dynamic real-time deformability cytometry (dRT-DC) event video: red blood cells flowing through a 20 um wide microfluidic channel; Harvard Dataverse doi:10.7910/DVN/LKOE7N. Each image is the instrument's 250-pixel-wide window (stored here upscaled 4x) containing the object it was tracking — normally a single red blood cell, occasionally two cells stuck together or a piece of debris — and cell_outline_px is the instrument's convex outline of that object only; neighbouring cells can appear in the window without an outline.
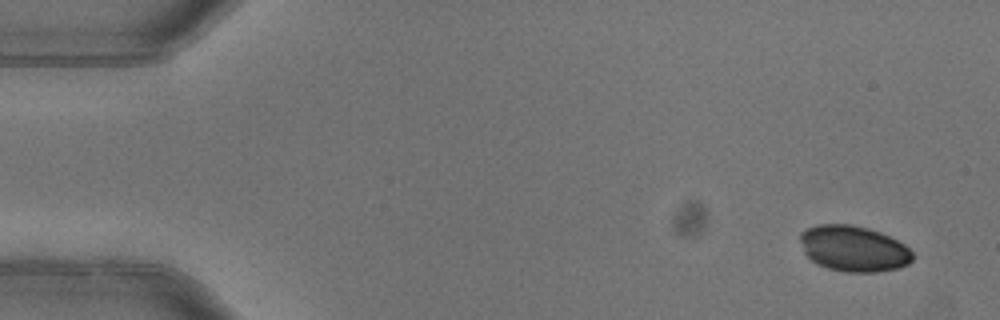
{"species": "common noctule bat (a hibernating species)", "species_latin": "Nyctalus noctula", "temperature_condition": "warm", "stored_images_in_passage": 4, "camera_frame_rate_fps": 3000, "um_per_image_px": 0.085, "animal": {"sex": "female"}, "frame": {"image": 1, "passage_image": 1, "time_ms": 0.0, "image_size_px": [1000, 320], "cell_outline_px": [[912, 260], [908, 264], [896, 268], [876, 272], [844, 272], [828, 268], [816, 264], [804, 252], [800, 240], [800, 232], [804, 228], [816, 224], [852, 224], [868, 228], [880, 232], [904, 244], [912, 252]], "centroid_in_image_um": [72.52, 21.12], "position_along_channel_um": 12.5, "area_um2": 30.11}}
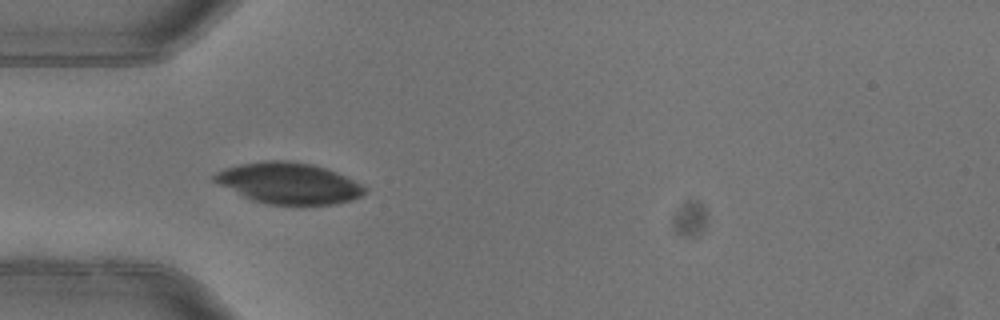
{"frame": {"image": 2, "passage_image": 4, "time_ms": 1.0, "image_size_px": [1000, 320], "cell_outline_px": [[368, 188], [360, 196], [352, 200], [336, 204], [300, 208], [264, 204], [252, 200], [212, 180], [212, 176], [216, 172], [224, 168], [240, 164], [264, 160], [288, 160], [312, 164], [336, 172]], "centroid_in_image_um": [24.55, 15.62], "position_along_channel_um": 60.4, "area_um2": 36.76}}